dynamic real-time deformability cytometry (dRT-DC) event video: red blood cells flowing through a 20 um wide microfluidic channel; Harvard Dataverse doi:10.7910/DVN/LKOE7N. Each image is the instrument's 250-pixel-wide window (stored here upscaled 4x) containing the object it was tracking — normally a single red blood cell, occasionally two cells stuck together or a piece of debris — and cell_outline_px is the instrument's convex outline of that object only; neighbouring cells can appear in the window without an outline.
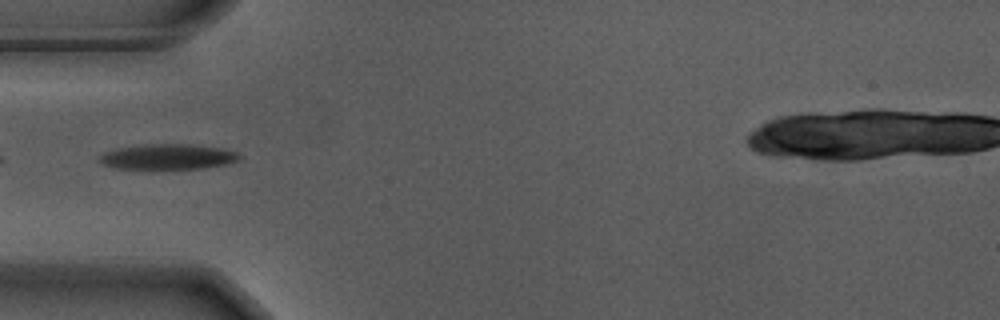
{"species": "Egyptian fruit bat (a non-hibernating species)", "species_latin": "Rousettus aegyptiacus", "temperature_condition": "warm", "stored_images_in_passage": 23, "camera_frame_rate_fps": 3000, "um_per_image_px": 0.085, "animal": {"sex": "male"}, "frame": {"image": 1, "passage_image": 1, "time_ms": 0.0, "image_size_px": [1000, 320], "cell_outline_px": [[240, 156], [236, 160], [224, 164], [204, 168], [116, 168], [104, 164], [100, 160], [100, 156], [104, 152], [120, 148], [152, 144], [188, 144], [224, 148], [236, 152]], "centroid_in_image_um": [14.29, 13.31], "position_along_channel_um": 70.7, "area_um2": 20.06}}
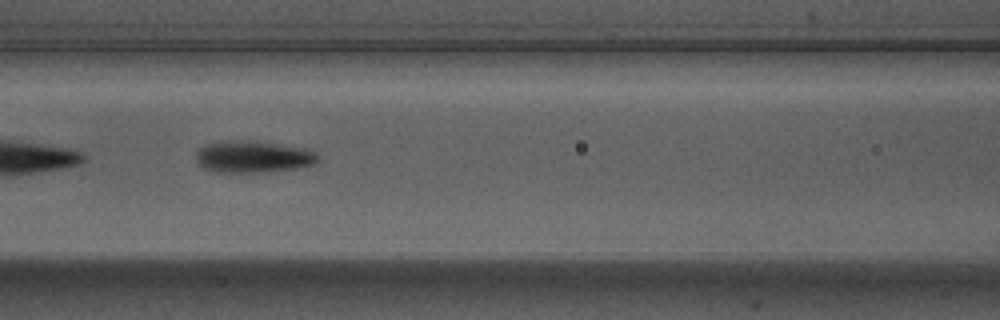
{"frame": {"image": 2, "passage_image": 7, "time_ms": 2.0, "image_size_px": [1000, 320], "cell_outline_px": [[320, 160], [316, 164], [296, 168], [268, 172], [212, 172], [204, 168], [196, 160], [196, 152], [204, 144], [216, 140], [256, 140], [304, 148], [316, 152], [320, 156]], "centroid_in_image_um": [21.51, 13.3], "position_along_channel_um": 145.1, "area_um2": 23.24}}
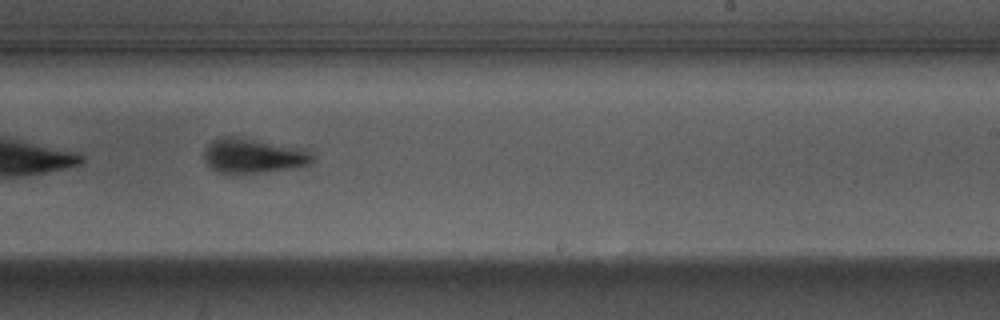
{"frame": {"image": 3, "passage_image": 17, "time_ms": 5.333, "image_size_px": [1000, 320], "cell_outline_px": [[312, 164], [268, 172], [236, 176], [216, 172], [204, 160], [204, 152], [208, 144], [212, 140], [220, 136], [236, 136], [296, 148], [308, 152], [312, 156]], "centroid_in_image_um": [21.42, 13.29], "position_along_channel_um": 267.6, "area_um2": 22.08}}